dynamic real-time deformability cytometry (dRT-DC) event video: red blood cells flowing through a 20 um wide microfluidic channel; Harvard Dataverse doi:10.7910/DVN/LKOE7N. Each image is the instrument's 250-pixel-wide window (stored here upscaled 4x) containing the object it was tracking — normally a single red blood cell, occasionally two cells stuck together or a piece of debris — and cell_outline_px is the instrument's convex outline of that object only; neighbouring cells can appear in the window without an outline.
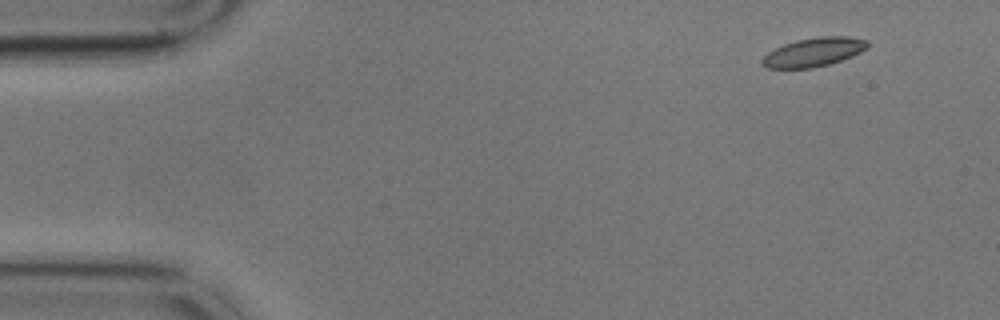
{"species": "common noctule bat (a hibernating species)", "species_latin": "Nyctalus noctula", "temperature_condition": "cold", "stored_images_in_passage": 9, "camera_frame_rate_fps": 3000, "um_per_image_px": 0.085, "animal": {"sex": "male", "body_mass_g": 17.9}, "frame": {"image": 1, "passage_image": 1, "time_ms": 0.0, "image_size_px": [1000, 320], "cell_outline_px": [[868, 48], [852, 56], [828, 64], [812, 68], [768, 68], [760, 64], [760, 60], [768, 52], [784, 44], [796, 40], [820, 36], [848, 36], [868, 40]], "centroid_in_image_um": [69.16, 4.42], "position_along_channel_um": 15.8, "area_um2": 17.69}}
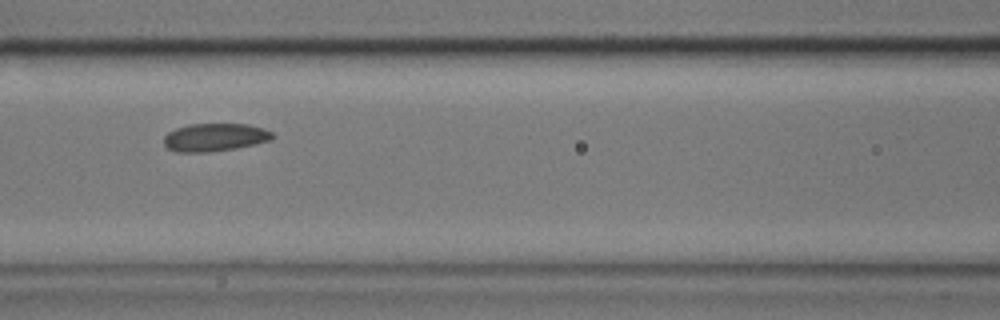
{"frame": {"image": 2, "passage_image": 6, "time_ms": 1.667, "image_size_px": [1000, 320], "cell_outline_px": [[276, 136], [272, 140], [256, 144], [236, 148], [208, 152], [176, 152], [168, 148], [164, 144], [164, 136], [168, 132], [176, 128], [188, 124], [248, 124], [264, 128], [272, 132]], "centroid_in_image_um": [18.29, 11.67], "position_along_channel_um": 148.3, "area_um2": 17.86}}
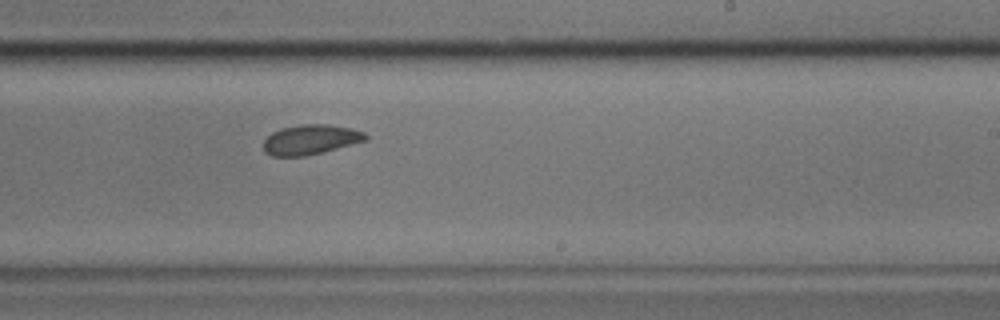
{"frame": {"image": 3, "passage_image": 9, "time_ms": 2.667, "image_size_px": [1000, 320], "cell_outline_px": [[368, 140], [304, 156], [272, 156], [264, 152], [264, 140], [272, 132], [280, 128], [304, 124], [328, 124], [352, 128], [364, 132], [368, 136]], "centroid_in_image_um": [26.39, 11.85], "position_along_channel_um": 262.6, "area_um2": 17.69}}